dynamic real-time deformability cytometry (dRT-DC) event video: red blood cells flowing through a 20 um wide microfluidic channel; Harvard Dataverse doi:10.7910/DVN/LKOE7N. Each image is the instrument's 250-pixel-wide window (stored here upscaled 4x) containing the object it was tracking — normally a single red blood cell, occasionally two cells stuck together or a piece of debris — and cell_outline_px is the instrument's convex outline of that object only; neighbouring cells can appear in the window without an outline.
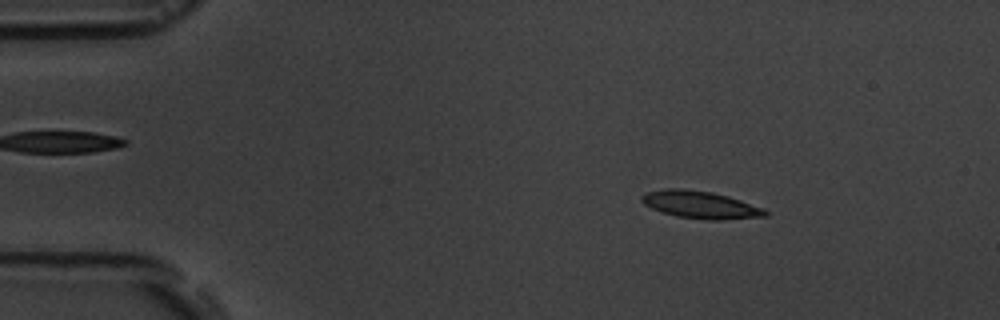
{"species": "common noctule bat (a hibernating species)", "species_latin": "Nyctalus noctula", "temperature_condition": "room temperature", "stored_images_in_passage": 14, "camera_frame_rate_fps": 3000, "um_per_image_px": 0.085, "animal": {"sex": "male", "body_mass_g": 19.5, "forearm_length_mm": 54.6}, "frame": {"image": 1, "passage_image": 2, "time_ms": 1.333, "image_size_px": [1000, 320], "cell_outline_px": [[768, 216], [724, 220], [708, 220], [676, 216], [652, 208], [644, 204], [640, 200], [640, 196], [644, 192], [668, 188], [680, 188], [712, 192], [728, 196], [764, 208], [768, 212]], "centroid_in_image_um": [59.54, 17.4], "position_along_channel_um": 25.5, "area_um2": 19.83}}
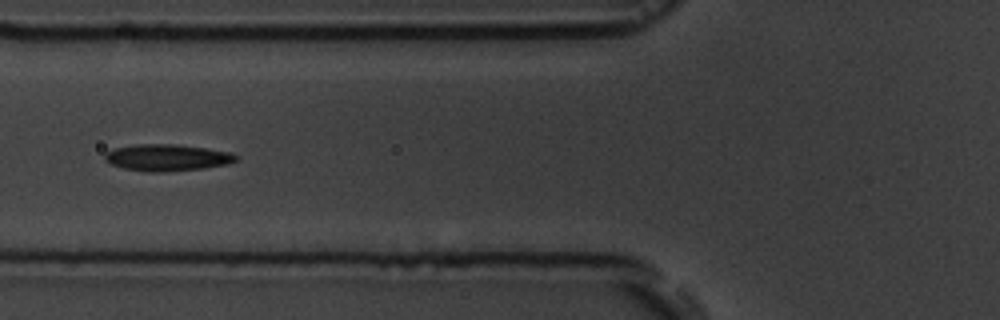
{"frame": {"image": 2, "passage_image": 5, "time_ms": 5.667, "image_size_px": [1000, 320], "cell_outline_px": [[240, 156], [236, 160], [228, 164], [204, 168], [164, 172], [148, 172], [124, 168], [108, 164], [104, 160], [104, 152], [112, 148], [136, 144], [176, 144], [232, 152]], "centroid_in_image_um": [14.17, 13.39], "position_along_channel_um": 111.6, "area_um2": 20.69}}
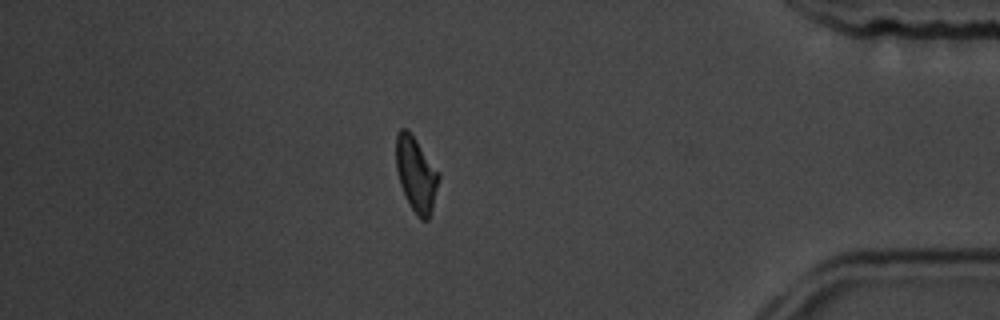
{"frame": {"image": 3, "passage_image": 13, "time_ms": 14.667, "image_size_px": [1000, 320], "cell_outline_px": [[440, 176], [432, 208], [428, 220], [420, 220], [408, 204], [404, 196], [400, 184], [396, 168], [396, 136], [400, 128], [408, 128], [440, 172]], "centroid_in_image_um": [35.36, 14.8], "position_along_channel_um": 399.8, "area_um2": 18.84}, "authors_computed_cell_mechanics": {"area_um2": 19.5364, "velocity_mm_per_s": 3.6142, "shape_relaxation_time_tau1_ms": 3.7191, "shape_relaxation_time_tau2_ms": 2.2708, "deformation_change_tau1": 0.1037, "deformation_change_tau2": 0.0772}}